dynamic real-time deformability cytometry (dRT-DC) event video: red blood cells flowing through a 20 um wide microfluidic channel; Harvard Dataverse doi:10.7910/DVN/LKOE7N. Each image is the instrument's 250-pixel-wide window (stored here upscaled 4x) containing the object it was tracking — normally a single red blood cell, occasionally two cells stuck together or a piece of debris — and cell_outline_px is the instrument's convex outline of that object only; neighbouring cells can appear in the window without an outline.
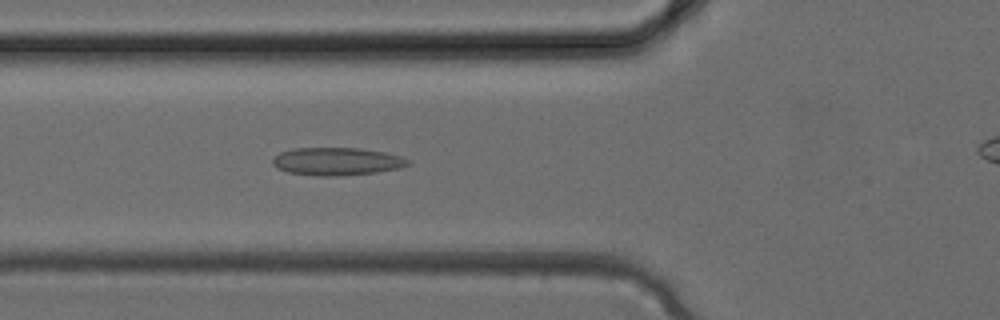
{"species": "common noctule bat (a hibernating species)", "species_latin": "Nyctalus noctula", "temperature_condition": "cold", "stored_images_in_passage": 25, "camera_frame_rate_fps": 3000, "um_per_image_px": 0.085, "animal": {"sex": "female", "body_mass_g": 24.6, "forearm_length_mm": 56.2}, "frame": {"image": 1, "passage_image": 7, "time_ms": 2.0, "image_size_px": [1000, 320], "cell_outline_px": [[408, 164], [400, 168], [376, 172], [336, 176], [320, 176], [288, 172], [276, 168], [272, 164], [272, 156], [280, 152], [296, 148], [360, 148], [384, 152], [400, 156], [408, 160]], "centroid_in_image_um": [28.57, 13.72], "position_along_channel_um": 97.2, "area_um2": 21.85}}
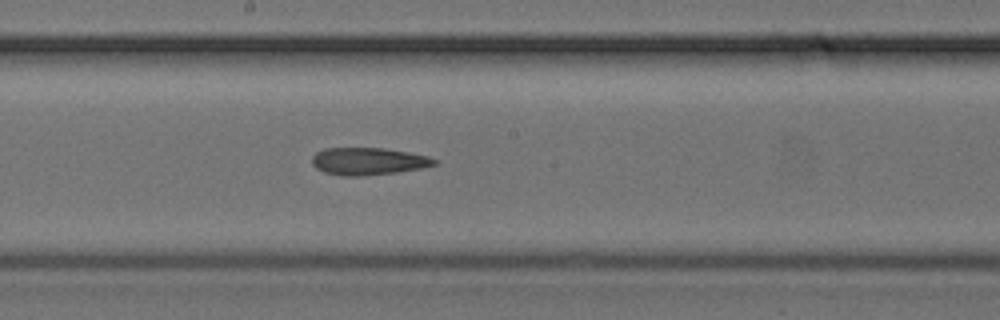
{"frame": {"image": 2, "passage_image": 13, "time_ms": 4.0, "image_size_px": [1000, 320], "cell_outline_px": [[436, 164], [420, 168], [396, 172], [360, 176], [340, 176], [324, 172], [316, 168], [312, 164], [312, 156], [316, 152], [324, 148], [384, 148], [408, 152], [428, 156], [436, 160]], "centroid_in_image_um": [31.25, 13.7], "position_along_channel_um": 217.0, "area_um2": 19.42}}
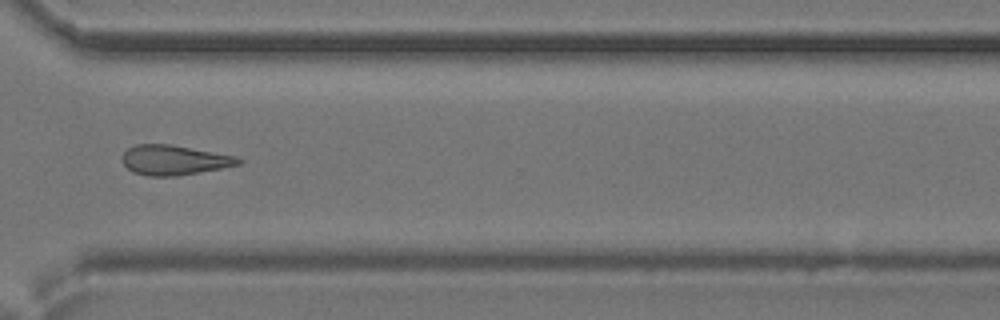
{"frame": {"image": 3, "passage_image": 20, "time_ms": 6.333, "image_size_px": [1000, 320], "cell_outline_px": [[244, 160], [240, 164], [220, 168], [176, 176], [148, 176], [132, 172], [124, 164], [120, 156], [128, 148], [136, 144], [172, 144], [236, 156]], "centroid_in_image_um": [14.77, 13.6], "position_along_channel_um": 355.8, "area_um2": 20.23}}